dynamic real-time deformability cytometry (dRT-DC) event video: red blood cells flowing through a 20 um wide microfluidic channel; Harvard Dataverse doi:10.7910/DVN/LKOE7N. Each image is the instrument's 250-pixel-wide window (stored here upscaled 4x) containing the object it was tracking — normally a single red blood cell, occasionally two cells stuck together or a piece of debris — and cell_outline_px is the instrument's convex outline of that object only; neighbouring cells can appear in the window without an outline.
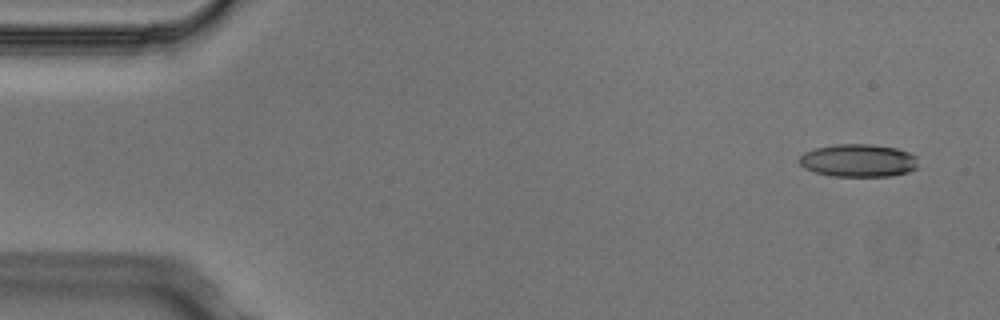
{"species": "Egyptian fruit bat (a non-hibernating species)", "species_latin": "Rousettus aegyptiacus", "temperature_condition": "cold", "stored_images_in_passage": 4, "camera_frame_rate_fps": 3000, "um_per_image_px": 0.085, "animal": {"sex": "male"}, "frame": {"image": 1, "passage_image": 1, "time_ms": 0.0, "image_size_px": [1000, 320], "cell_outline_px": [[916, 168], [908, 172], [892, 176], [832, 176], [816, 172], [804, 168], [800, 164], [800, 156], [804, 152], [816, 148], [836, 144], [872, 144], [896, 148], [908, 152], [916, 156]], "centroid_in_image_um": [72.96, 13.64], "position_along_channel_um": 12.0, "area_um2": 22.66}}
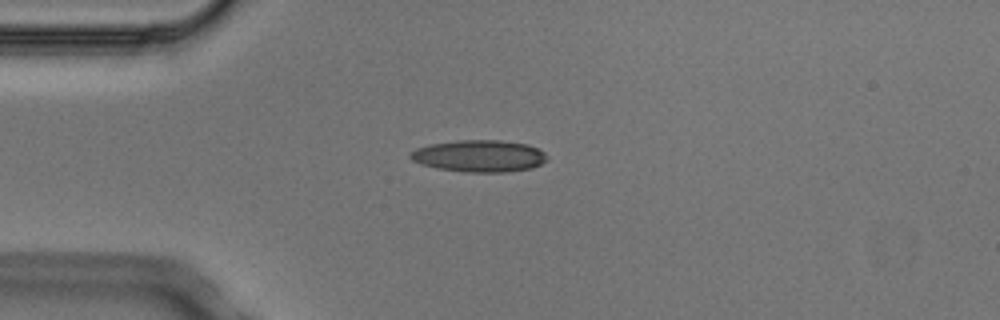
{"frame": {"image": 2, "passage_image": 3, "time_ms": 0.667, "image_size_px": [1000, 320], "cell_outline_px": [[548, 160], [532, 168], [508, 172], [464, 172], [436, 168], [420, 164], [412, 160], [408, 156], [408, 152], [416, 148], [428, 144], [456, 140], [500, 140], [528, 144], [540, 148], [548, 156]], "centroid_in_image_um": [40.73, 13.25], "position_along_channel_um": 44.3, "area_um2": 25.89}}
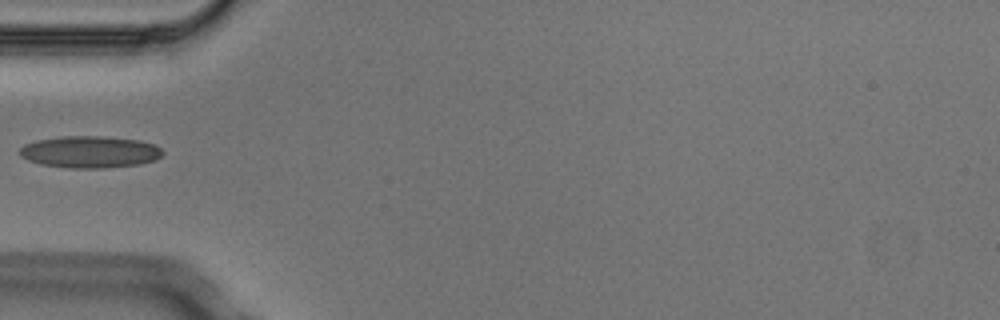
{"frame": {"image": 3, "passage_image": 4, "time_ms": 1.0, "image_size_px": [1000, 320], "cell_outline_px": [[164, 152], [156, 160], [140, 164], [104, 168], [72, 168], [40, 164], [28, 160], [20, 156], [20, 148], [24, 144], [36, 140], [64, 136], [104, 136], [140, 140], [156, 144]], "centroid_in_image_um": [7.66, 12.91], "position_along_channel_um": 77.3, "area_um2": 26.7}}